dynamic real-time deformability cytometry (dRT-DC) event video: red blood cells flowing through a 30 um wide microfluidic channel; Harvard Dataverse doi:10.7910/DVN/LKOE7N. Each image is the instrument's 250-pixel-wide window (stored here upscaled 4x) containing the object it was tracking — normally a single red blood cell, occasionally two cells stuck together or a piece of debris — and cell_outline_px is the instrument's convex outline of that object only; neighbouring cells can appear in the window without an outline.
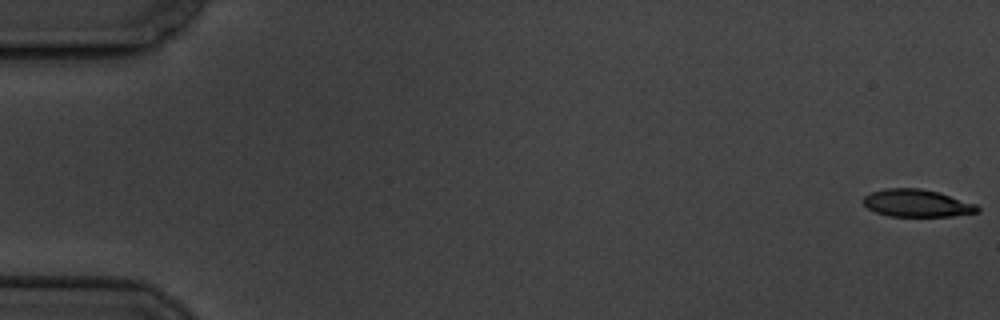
{"species": "common noctule bat (a hibernating species)", "species_latin": "Nyctalus noctula", "temperature_condition": "cold", "stored_images_in_passage": 11, "camera_frame_rate_fps": 3000, "um_per_image_px": 0.085, "animal": {"sex": "male", "body_mass_g": 19.5, "forearm_length_mm": 54.6}, "frame": {"image": 1, "passage_image": 1, "time_ms": 0.0, "image_size_px": [1000, 320], "cell_outline_px": [[980, 212], [952, 216], [888, 216], [876, 212], [868, 208], [864, 204], [864, 196], [872, 192], [888, 188], [920, 188], [936, 192], [976, 204], [980, 208]], "centroid_in_image_um": [77.94, 17.28], "position_along_channel_um": 7.1, "area_um2": 18.03}}